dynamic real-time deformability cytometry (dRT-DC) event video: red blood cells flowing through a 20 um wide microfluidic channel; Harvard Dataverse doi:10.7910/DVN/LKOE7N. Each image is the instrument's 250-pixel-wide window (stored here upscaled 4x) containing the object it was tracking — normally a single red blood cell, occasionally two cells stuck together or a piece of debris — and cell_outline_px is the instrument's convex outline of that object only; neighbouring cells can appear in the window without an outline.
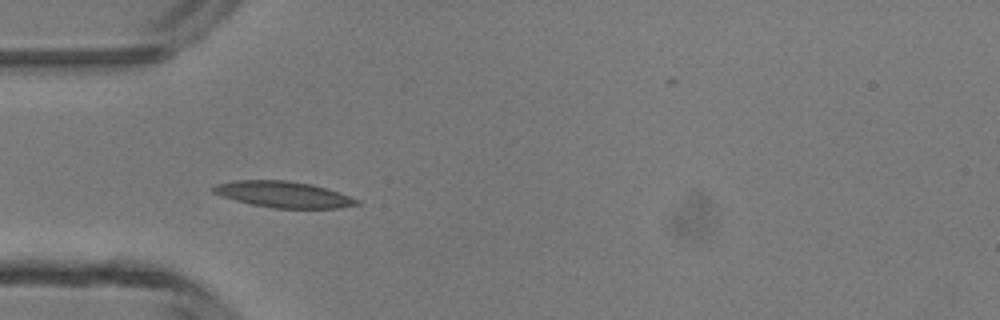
{"species": "common noctule bat (a hibernating species)", "species_latin": "Nyctalus noctula", "temperature_condition": "room temperature", "stored_images_in_passage": 34, "camera_frame_rate_fps": 3000, "um_per_image_px": 0.085, "animal": {"sex": "male", "body_mass_g": 13.3}, "frame": {"image": 1, "passage_image": 1, "time_ms": 0.0, "image_size_px": [1000, 320], "cell_outline_px": [[360, 204], [340, 208], [272, 208], [252, 204], [236, 200], [212, 192], [212, 188], [216, 184], [236, 180], [288, 180], [312, 184], [360, 200]], "centroid_in_image_um": [24.09, 16.52], "position_along_channel_um": 60.9, "area_um2": 21.62}}
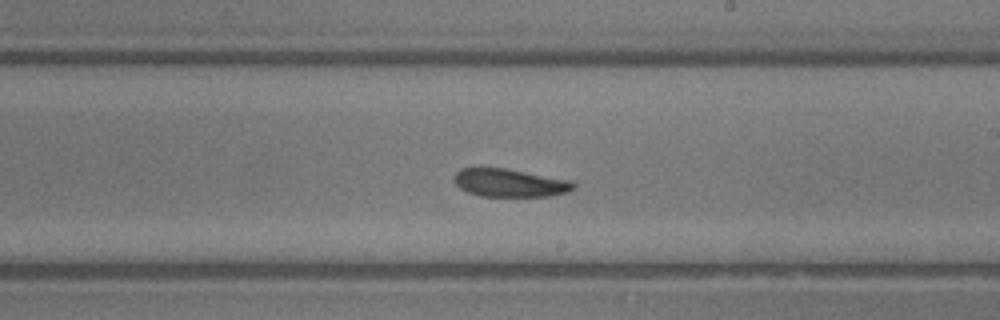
{"frame": {"image": 2, "passage_image": 14, "time_ms": 4.333, "image_size_px": [1000, 320], "cell_outline_px": [[576, 188], [568, 192], [548, 196], [480, 196], [468, 192], [460, 188], [456, 184], [456, 172], [460, 168], [504, 168], [572, 180], [576, 184]], "centroid_in_image_um": [43.39, 15.54], "position_along_channel_um": 245.6, "area_um2": 19.42}}
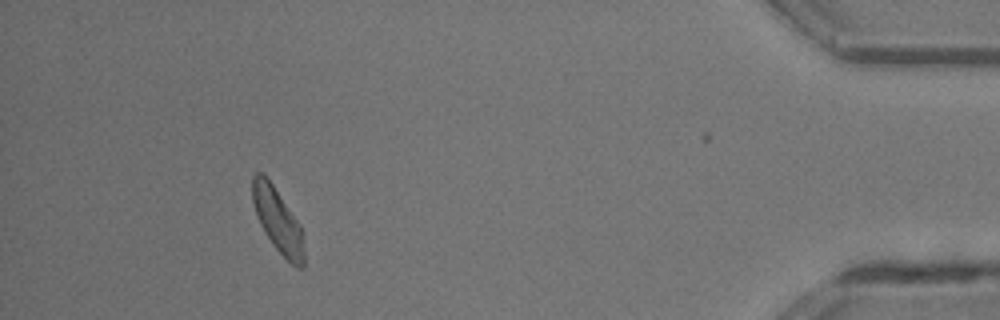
{"frame": {"image": 3, "passage_image": 30, "time_ms": 9.667, "image_size_px": [1000, 320], "cell_outline_px": [[304, 268], [296, 268], [272, 244], [264, 232], [260, 224], [252, 200], [252, 176], [256, 172], [264, 172], [300, 224], [304, 232]], "centroid_in_image_um": [23.63, 18.73], "position_along_channel_um": 411.6, "area_um2": 19.42}, "authors_computed_cell_mechanics": {"area_um2": 19.8543, "velocity_mm_per_s": 4.3217, "shape_relaxation_time_tau1_ms": null, "shape_relaxation_time_tau2_ms": 3.9677, "deformation_change_tau1": null, "deformation_change_tau2": 0.1399}}